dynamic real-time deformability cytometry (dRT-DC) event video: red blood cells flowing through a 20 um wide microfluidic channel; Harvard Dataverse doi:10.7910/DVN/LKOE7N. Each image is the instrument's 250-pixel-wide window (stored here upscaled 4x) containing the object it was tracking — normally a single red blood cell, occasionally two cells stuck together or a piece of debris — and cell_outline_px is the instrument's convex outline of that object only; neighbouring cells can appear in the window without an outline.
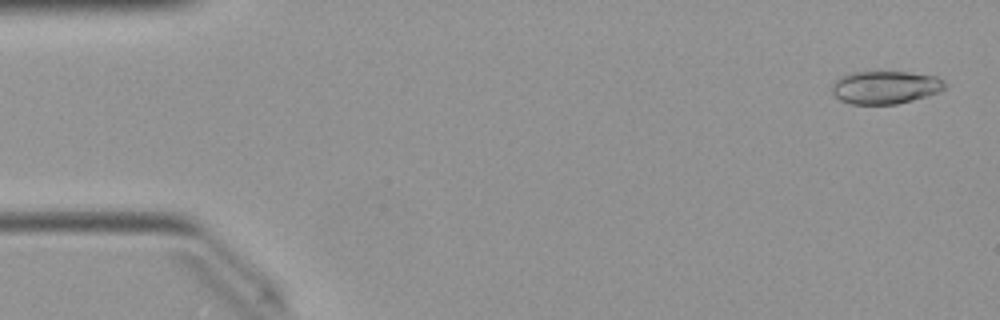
{"species": "Egyptian fruit bat (a non-hibernating species)", "species_latin": "Rousettus aegyptiacus", "temperature_condition": "warm", "stored_images_in_passage": 50, "camera_frame_rate_fps": 3000, "um_per_image_px": 0.085, "animal": {"sex": "female"}, "frame": {"image": 1, "passage_image": 2, "time_ms": 0.333, "image_size_px": [1000, 320], "cell_outline_px": [[944, 88], [936, 92], [912, 100], [896, 104], [852, 104], [840, 100], [832, 92], [832, 84], [840, 76], [848, 72], [908, 72], [936, 76], [944, 80]], "centroid_in_image_um": [75.2, 7.41], "position_along_channel_um": 9.8, "area_um2": 21.5}}
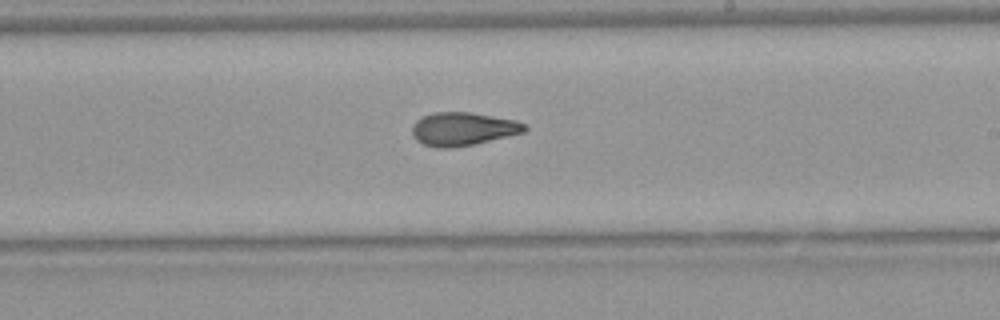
{"frame": {"image": 2, "passage_image": 29, "time_ms": 9.333, "image_size_px": [1000, 320], "cell_outline_px": [[528, 128], [524, 132], [472, 144], [448, 148], [436, 148], [424, 144], [416, 140], [412, 136], [412, 124], [416, 120], [424, 116], [436, 112], [472, 112], [516, 120], [528, 124]], "centroid_in_image_um": [39.35, 10.95], "position_along_channel_um": 249.7, "area_um2": 21.79}}
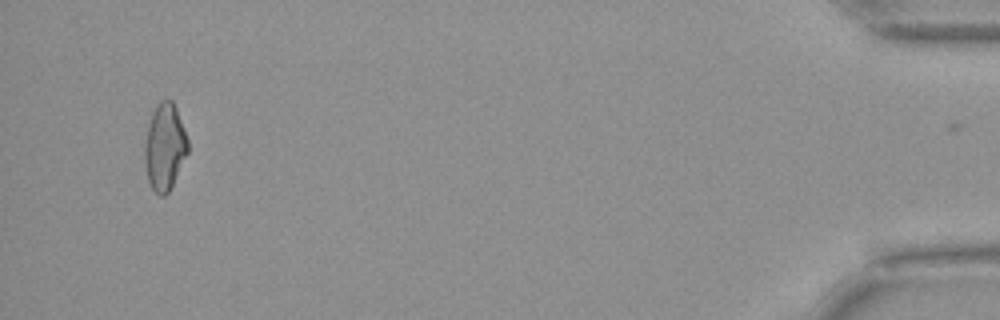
{"frame": {"image": 3, "passage_image": 48, "time_ms": 15.667, "image_size_px": [1000, 320], "cell_outline_px": [[188, 152], [168, 192], [164, 196], [160, 196], [152, 188], [148, 180], [144, 160], [144, 144], [148, 124], [152, 112], [160, 100], [172, 100], [176, 108], [184, 128], [188, 140]], "centroid_in_image_um": [13.99, 12.47], "position_along_channel_um": 421.2, "area_um2": 21.68}, "authors_computed_cell_mechanics": {"area_um2": 21.7039, "velocity_mm_per_s": 4.0471, "shape_relaxation_time_tau1_ms": null, "shape_relaxation_time_tau2_ms": 2.9554, "deformation_change_tau1": null, "deformation_change_tau2": 0.1053}}